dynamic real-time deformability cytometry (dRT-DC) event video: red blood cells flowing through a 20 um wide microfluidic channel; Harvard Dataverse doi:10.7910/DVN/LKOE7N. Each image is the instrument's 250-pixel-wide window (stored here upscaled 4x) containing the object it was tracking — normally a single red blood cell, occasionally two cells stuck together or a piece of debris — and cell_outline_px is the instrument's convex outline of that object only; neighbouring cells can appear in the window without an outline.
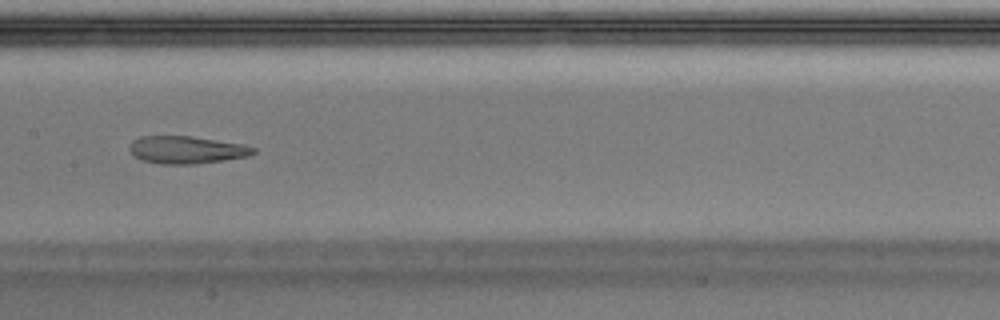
{"species": "Egyptian fruit bat (a non-hibernating species)", "species_latin": "Rousettus aegyptiacus", "temperature_condition": "warm", "stored_images_in_passage": 35, "camera_frame_rate_fps": 3000, "um_per_image_px": 0.085, "animal": {"sex": "male"}, "frame": {"image": 1, "passage_image": 11, "time_ms": 3.333, "image_size_px": [1000, 320], "cell_outline_px": [[256, 152], [248, 156], [224, 160], [196, 164], [160, 164], [144, 160], [136, 156], [128, 148], [132, 140], [140, 136], [192, 136], [244, 144], [256, 148]], "centroid_in_image_um": [15.88, 12.73], "position_along_channel_um": 191.5, "area_um2": 19.88}, "authors_computed_cell_mechanics": {"area_um2": 22.0218, "velocity_mm_per_s": 4.0271, "shape_relaxation_time_tau1_ms": null, "shape_relaxation_time_tau2_ms": 3.9942, "deformation_change_tau1": null, "deformation_change_tau2": 0.1389}}